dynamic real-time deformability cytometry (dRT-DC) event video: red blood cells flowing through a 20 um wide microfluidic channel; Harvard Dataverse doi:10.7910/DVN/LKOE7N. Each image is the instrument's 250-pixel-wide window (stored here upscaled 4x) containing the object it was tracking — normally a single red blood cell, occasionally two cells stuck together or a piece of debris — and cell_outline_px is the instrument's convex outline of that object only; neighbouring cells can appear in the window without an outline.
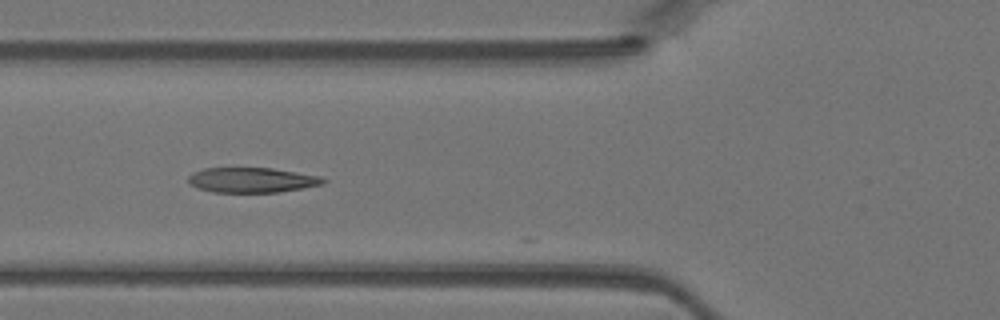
{"species": "Egyptian fruit bat (a non-hibernating species)", "species_latin": "Rousettus aegyptiacus", "temperature_condition": "warm", "stored_images_in_passage": 5, "camera_frame_rate_fps": 3000, "um_per_image_px": 0.085, "animal": {"sex": "female"}, "frame": {"image": 1, "passage_image": 3, "time_ms": 0.667, "image_size_px": [1000, 320], "cell_outline_px": [[328, 180], [324, 184], [280, 192], [212, 192], [196, 188], [188, 184], [188, 176], [192, 172], [204, 168], [272, 168], [320, 176]], "centroid_in_image_um": [21.38, 15.3], "position_along_channel_um": 104.4, "area_um2": 19.83}}